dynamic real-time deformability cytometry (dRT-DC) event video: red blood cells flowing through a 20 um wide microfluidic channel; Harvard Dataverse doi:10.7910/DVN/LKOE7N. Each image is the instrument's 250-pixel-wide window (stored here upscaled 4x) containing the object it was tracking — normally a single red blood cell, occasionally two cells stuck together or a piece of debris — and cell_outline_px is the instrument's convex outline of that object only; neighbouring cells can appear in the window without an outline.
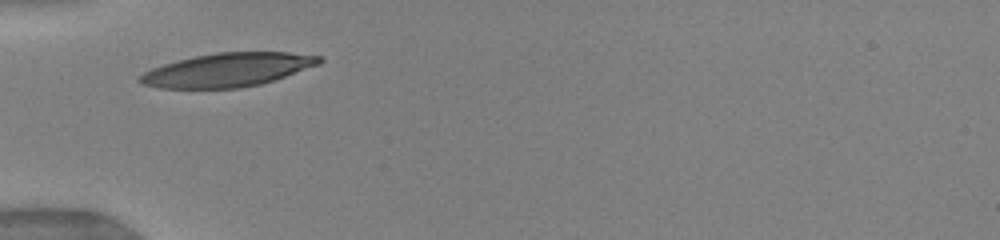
{"species": "human", "species_latin": "Homo sapiens", "temperature_condition": "warm", "stored_images_in_passage": 39, "camera_frame_rate_fps": 3000, "um_per_image_px": 0.085, "donor": {"sex": "female"}, "frame": {"image": 1, "passage_image": 1, "time_ms": 0.0, "image_size_px": [1000, 240], "cell_outline_px": [[324, 60], [320, 64], [260, 84], [240, 88], [160, 88], [144, 84], [136, 80], [144, 72], [152, 68], [164, 64], [196, 56], [216, 52], [288, 52], [320, 56]], "centroid_in_image_um": [19.35, 5.94], "position_along_channel_um": 65.7, "area_um2": 34.8}, "authors_computed_cell_mechanics": {"area_um2": 34.7378, "velocity_mm_per_s": 4.0085, "shape_relaxation_time_tau1_ms": 2.3457, "shape_relaxation_time_tau2_ms": 0.9397, "deformation_change_tau1": 0.1449, "deformation_change_tau2": 0.0689}}